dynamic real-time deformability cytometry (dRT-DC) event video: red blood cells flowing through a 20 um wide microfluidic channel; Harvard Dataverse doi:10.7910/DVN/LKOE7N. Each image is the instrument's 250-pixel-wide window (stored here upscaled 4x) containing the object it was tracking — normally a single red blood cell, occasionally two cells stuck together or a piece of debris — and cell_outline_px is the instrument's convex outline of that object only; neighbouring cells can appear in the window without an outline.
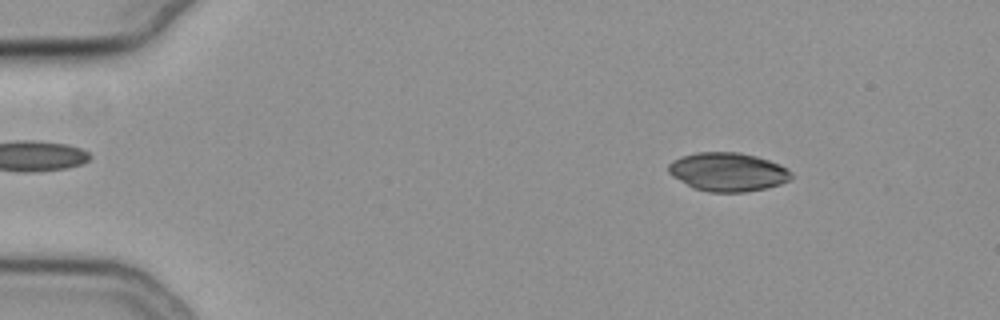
{"species": "common noctule bat (a hibernating species)", "species_latin": "Nyctalus noctula", "temperature_condition": "cold", "stored_images_in_passage": 55, "camera_frame_rate_fps": 3000, "um_per_image_px": 0.085, "animal": {"sex": "female", "body_mass_g": 19.3, "forearm_length_mm": 54.1}, "frame": {"image": 1, "passage_image": 8, "time_ms": 2.333, "image_size_px": [1000, 320], "cell_outline_px": [[792, 176], [788, 180], [780, 184], [768, 188], [744, 192], [708, 192], [692, 188], [672, 176], [668, 172], [668, 164], [672, 160], [680, 156], [696, 152], [740, 152], [756, 156], [780, 164], [792, 172]], "centroid_in_image_um": [61.84, 14.61], "position_along_channel_um": 23.2, "area_um2": 27.92}}
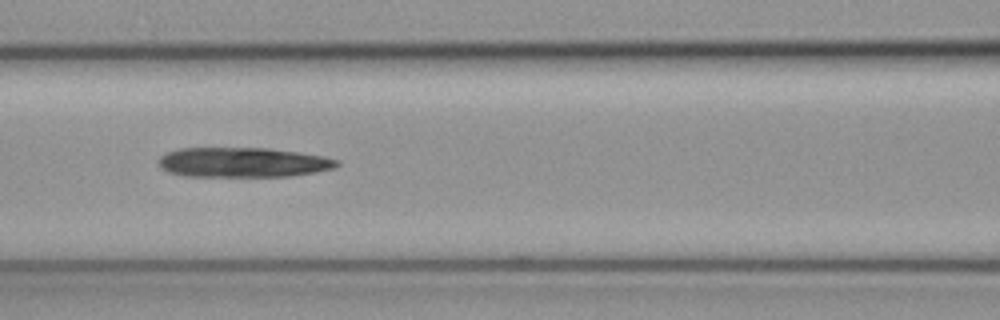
{"frame": {"image": 2, "passage_image": 25, "time_ms": 8.0, "image_size_px": [1000, 320], "cell_outline_px": [[340, 164], [336, 168], [316, 172], [292, 176], [184, 176], [168, 172], [160, 168], [160, 156], [168, 152], [180, 148], [268, 148], [324, 156], [340, 160]], "centroid_in_image_um": [20.69, 13.8], "position_along_channel_um": 145.9, "area_um2": 31.04}}
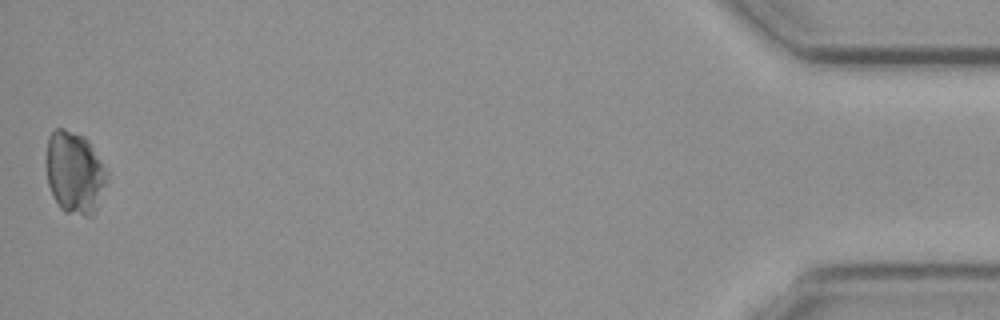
{"frame": {"image": 3, "passage_image": 55, "time_ms": 18.0, "image_size_px": [1000, 320], "cell_outline_px": [[108, 176], [96, 208], [92, 216], [84, 216], [64, 212], [60, 208], [52, 196], [48, 184], [48, 136], [56, 128], [64, 128], [84, 136], [88, 140], [108, 172]], "centroid_in_image_um": [6.35, 14.68], "position_along_channel_um": 428.8, "area_um2": 28.78}, "authors_computed_cell_mechanics": {"area_um2": 29.8248, "velocity_mm_per_s": 3.7821, "shape_relaxation_time_tau1_ms": 7.4517, "shape_relaxation_time_tau2_ms": 9.9443, "deformation_change_tau1": 0.0839, "deformation_change_tau2": 0.0828}}